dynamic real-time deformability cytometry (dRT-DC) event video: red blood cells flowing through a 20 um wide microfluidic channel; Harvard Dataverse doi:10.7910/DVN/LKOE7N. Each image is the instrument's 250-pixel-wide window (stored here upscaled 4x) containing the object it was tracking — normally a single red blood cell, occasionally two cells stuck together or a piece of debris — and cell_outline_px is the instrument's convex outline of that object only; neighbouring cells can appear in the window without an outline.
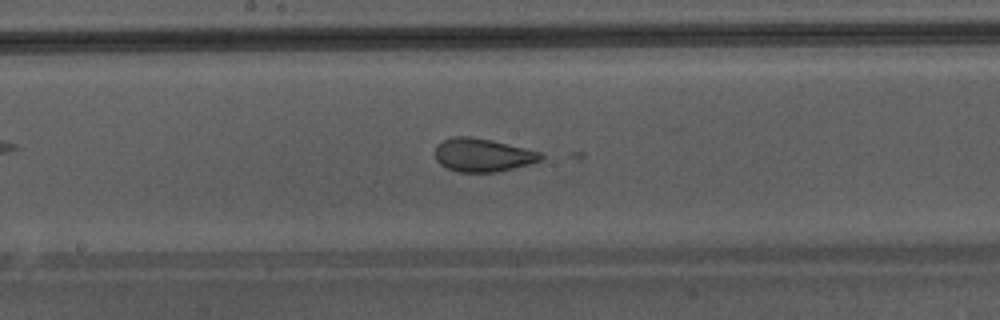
{"species": "Egyptian fruit bat (a non-hibernating species)", "species_latin": "Rousettus aegyptiacus", "temperature_condition": "warm", "stored_images_in_passage": 38, "camera_frame_rate_fps": 3000, "um_per_image_px": 0.085, "animal": {"sex": "male"}, "frame": {"image": 1, "passage_image": 16, "time_ms": 5.0, "image_size_px": [1000, 320], "cell_outline_px": [[544, 156], [540, 160], [528, 164], [496, 172], [460, 172], [448, 168], [440, 164], [436, 160], [436, 144], [452, 136], [472, 136], [492, 140], [544, 152]], "centroid_in_image_um": [41.04, 13.16], "position_along_channel_um": 207.2, "area_um2": 20.58}}